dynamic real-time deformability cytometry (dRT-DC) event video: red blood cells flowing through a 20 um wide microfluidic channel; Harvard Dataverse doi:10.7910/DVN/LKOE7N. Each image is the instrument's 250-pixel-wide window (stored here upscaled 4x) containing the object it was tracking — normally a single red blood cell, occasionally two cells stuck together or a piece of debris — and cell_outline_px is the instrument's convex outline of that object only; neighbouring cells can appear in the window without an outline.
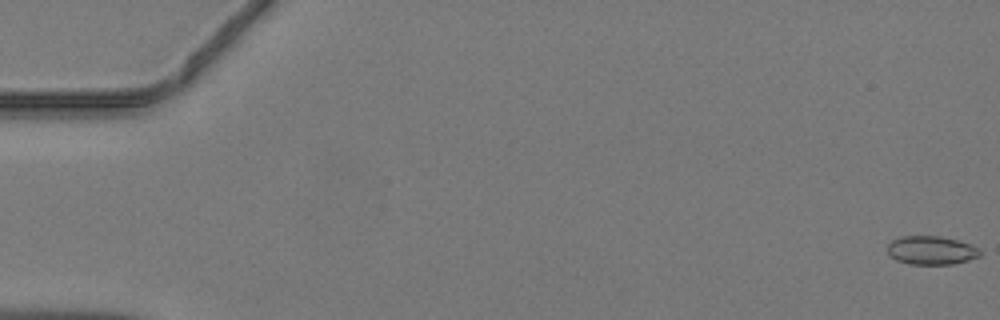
{"species": "common noctule bat (a hibernating species)", "species_latin": "Nyctalus noctula", "temperature_condition": "warm", "stored_images_in_passage": 47, "camera_frame_rate_fps": 3000, "um_per_image_px": 0.085, "animal": {"sex": "male", "body_mass_g": 19.2, "forearm_length_mm": 51.8}, "frame": {"image": 1, "passage_image": 1, "time_ms": 0.0, "image_size_px": [1000, 320], "cell_outline_px": [[984, 252], [980, 256], [968, 260], [952, 264], [908, 264], [896, 260], [888, 252], [888, 244], [892, 240], [900, 236], [940, 236], [972, 244], [980, 248]], "centroid_in_image_um": [79.2, 21.27], "position_along_channel_um": 5.8, "area_um2": 15.55}}
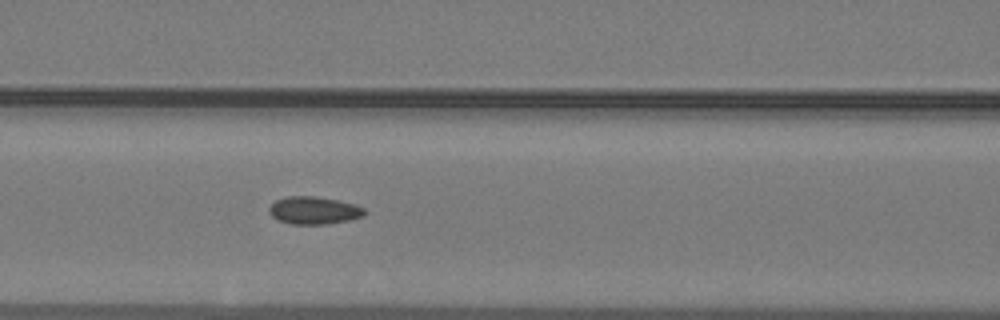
{"frame": {"image": 2, "passage_image": 21, "time_ms": 6.667, "image_size_px": [1000, 320], "cell_outline_px": [[368, 212], [364, 216], [348, 220], [328, 224], [292, 224], [280, 220], [272, 216], [268, 212], [268, 208], [276, 200], [288, 196], [312, 196], [336, 200], [352, 204], [364, 208]], "centroid_in_image_um": [26.69, 17.89], "position_along_channel_um": 139.9, "area_um2": 15.2}}
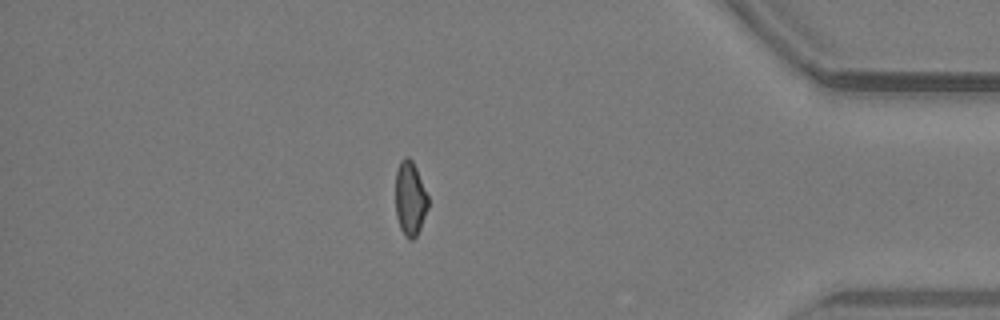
{"frame": {"image": 3, "passage_image": 41, "time_ms": 13.333, "image_size_px": [1000, 320], "cell_outline_px": [[428, 208], [420, 228], [416, 236], [412, 240], [408, 240], [404, 236], [400, 228], [396, 216], [396, 172], [400, 160], [404, 156], [408, 156], [412, 160], [416, 168], [428, 196]], "centroid_in_image_um": [34.85, 16.88], "position_along_channel_um": 400.3, "area_um2": 14.16}}